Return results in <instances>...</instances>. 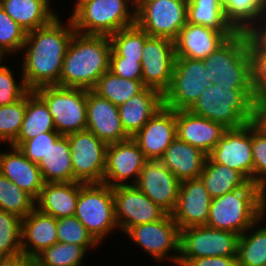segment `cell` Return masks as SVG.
<instances>
[{"label":"cell","mask_w":266,"mask_h":266,"mask_svg":"<svg viewBox=\"0 0 266 266\" xmlns=\"http://www.w3.org/2000/svg\"><path fill=\"white\" fill-rule=\"evenodd\" d=\"M75 32L71 19L64 27L59 16L50 24L27 32L22 48L26 52L22 80L28 90L59 86L63 59Z\"/></svg>","instance_id":"obj_1"},{"label":"cell","mask_w":266,"mask_h":266,"mask_svg":"<svg viewBox=\"0 0 266 266\" xmlns=\"http://www.w3.org/2000/svg\"><path fill=\"white\" fill-rule=\"evenodd\" d=\"M111 50L109 36L75 32L63 59L59 86L92 90L109 70Z\"/></svg>","instance_id":"obj_2"},{"label":"cell","mask_w":266,"mask_h":266,"mask_svg":"<svg viewBox=\"0 0 266 266\" xmlns=\"http://www.w3.org/2000/svg\"><path fill=\"white\" fill-rule=\"evenodd\" d=\"M266 214V191L256 183L211 200L206 226L242 235Z\"/></svg>","instance_id":"obj_3"},{"label":"cell","mask_w":266,"mask_h":266,"mask_svg":"<svg viewBox=\"0 0 266 266\" xmlns=\"http://www.w3.org/2000/svg\"><path fill=\"white\" fill-rule=\"evenodd\" d=\"M258 107L240 86L217 83L210 84L189 111L231 129L258 119Z\"/></svg>","instance_id":"obj_4"},{"label":"cell","mask_w":266,"mask_h":266,"mask_svg":"<svg viewBox=\"0 0 266 266\" xmlns=\"http://www.w3.org/2000/svg\"><path fill=\"white\" fill-rule=\"evenodd\" d=\"M202 60L210 84L240 86L259 105L253 94L250 49L244 32L235 33Z\"/></svg>","instance_id":"obj_5"},{"label":"cell","mask_w":266,"mask_h":266,"mask_svg":"<svg viewBox=\"0 0 266 266\" xmlns=\"http://www.w3.org/2000/svg\"><path fill=\"white\" fill-rule=\"evenodd\" d=\"M128 2L133 4L134 11L130 12ZM70 19L77 33L110 37L119 30L136 24V2L84 0L74 8Z\"/></svg>","instance_id":"obj_6"},{"label":"cell","mask_w":266,"mask_h":266,"mask_svg":"<svg viewBox=\"0 0 266 266\" xmlns=\"http://www.w3.org/2000/svg\"><path fill=\"white\" fill-rule=\"evenodd\" d=\"M74 216L98 242L118 227L115 218L113 187L104 183L80 182Z\"/></svg>","instance_id":"obj_7"},{"label":"cell","mask_w":266,"mask_h":266,"mask_svg":"<svg viewBox=\"0 0 266 266\" xmlns=\"http://www.w3.org/2000/svg\"><path fill=\"white\" fill-rule=\"evenodd\" d=\"M46 103L56 131L63 136L87 127V90L57 85L42 86L34 90Z\"/></svg>","instance_id":"obj_8"},{"label":"cell","mask_w":266,"mask_h":266,"mask_svg":"<svg viewBox=\"0 0 266 266\" xmlns=\"http://www.w3.org/2000/svg\"><path fill=\"white\" fill-rule=\"evenodd\" d=\"M239 236L226 230L192 226L180 230V255L177 265L202 257H237Z\"/></svg>","instance_id":"obj_9"},{"label":"cell","mask_w":266,"mask_h":266,"mask_svg":"<svg viewBox=\"0 0 266 266\" xmlns=\"http://www.w3.org/2000/svg\"><path fill=\"white\" fill-rule=\"evenodd\" d=\"M187 0H138L136 25L151 37L175 40L187 23Z\"/></svg>","instance_id":"obj_10"},{"label":"cell","mask_w":266,"mask_h":266,"mask_svg":"<svg viewBox=\"0 0 266 266\" xmlns=\"http://www.w3.org/2000/svg\"><path fill=\"white\" fill-rule=\"evenodd\" d=\"M210 85L203 60L176 57L169 89L163 105L175 111L189 110Z\"/></svg>","instance_id":"obj_11"},{"label":"cell","mask_w":266,"mask_h":266,"mask_svg":"<svg viewBox=\"0 0 266 266\" xmlns=\"http://www.w3.org/2000/svg\"><path fill=\"white\" fill-rule=\"evenodd\" d=\"M74 182L103 183L107 144L88 130L67 135Z\"/></svg>","instance_id":"obj_12"},{"label":"cell","mask_w":266,"mask_h":266,"mask_svg":"<svg viewBox=\"0 0 266 266\" xmlns=\"http://www.w3.org/2000/svg\"><path fill=\"white\" fill-rule=\"evenodd\" d=\"M176 61L175 43L165 37H149L142 51V81L162 95L169 89Z\"/></svg>","instance_id":"obj_13"},{"label":"cell","mask_w":266,"mask_h":266,"mask_svg":"<svg viewBox=\"0 0 266 266\" xmlns=\"http://www.w3.org/2000/svg\"><path fill=\"white\" fill-rule=\"evenodd\" d=\"M115 218L125 233L133 226L159 221L167 213L135 185L113 187Z\"/></svg>","instance_id":"obj_14"},{"label":"cell","mask_w":266,"mask_h":266,"mask_svg":"<svg viewBox=\"0 0 266 266\" xmlns=\"http://www.w3.org/2000/svg\"><path fill=\"white\" fill-rule=\"evenodd\" d=\"M125 234L158 261L167 257L171 250L177 252V255H168L177 264L180 255V229L171 214H166L159 221L133 226Z\"/></svg>","instance_id":"obj_15"},{"label":"cell","mask_w":266,"mask_h":266,"mask_svg":"<svg viewBox=\"0 0 266 266\" xmlns=\"http://www.w3.org/2000/svg\"><path fill=\"white\" fill-rule=\"evenodd\" d=\"M208 156L215 163L236 170L253 182L252 122L227 129Z\"/></svg>","instance_id":"obj_16"},{"label":"cell","mask_w":266,"mask_h":266,"mask_svg":"<svg viewBox=\"0 0 266 266\" xmlns=\"http://www.w3.org/2000/svg\"><path fill=\"white\" fill-rule=\"evenodd\" d=\"M147 161L148 159L132 138L109 144L106 149L103 183L110 187L127 185L126 180L134 177L132 185H135Z\"/></svg>","instance_id":"obj_17"},{"label":"cell","mask_w":266,"mask_h":266,"mask_svg":"<svg viewBox=\"0 0 266 266\" xmlns=\"http://www.w3.org/2000/svg\"><path fill=\"white\" fill-rule=\"evenodd\" d=\"M181 182L159 160H148L135 186L167 214L177 204Z\"/></svg>","instance_id":"obj_18"},{"label":"cell","mask_w":266,"mask_h":266,"mask_svg":"<svg viewBox=\"0 0 266 266\" xmlns=\"http://www.w3.org/2000/svg\"><path fill=\"white\" fill-rule=\"evenodd\" d=\"M176 137V111L163 105L131 138L148 160H159Z\"/></svg>","instance_id":"obj_19"},{"label":"cell","mask_w":266,"mask_h":266,"mask_svg":"<svg viewBox=\"0 0 266 266\" xmlns=\"http://www.w3.org/2000/svg\"><path fill=\"white\" fill-rule=\"evenodd\" d=\"M212 198L199 178L182 181L172 218L179 229L206 225Z\"/></svg>","instance_id":"obj_20"},{"label":"cell","mask_w":266,"mask_h":266,"mask_svg":"<svg viewBox=\"0 0 266 266\" xmlns=\"http://www.w3.org/2000/svg\"><path fill=\"white\" fill-rule=\"evenodd\" d=\"M87 127L107 145L121 142L130 137L125 133L119 117V107L109 100L87 90Z\"/></svg>","instance_id":"obj_21"},{"label":"cell","mask_w":266,"mask_h":266,"mask_svg":"<svg viewBox=\"0 0 266 266\" xmlns=\"http://www.w3.org/2000/svg\"><path fill=\"white\" fill-rule=\"evenodd\" d=\"M235 33L187 22L174 40L176 57L205 59Z\"/></svg>","instance_id":"obj_22"},{"label":"cell","mask_w":266,"mask_h":266,"mask_svg":"<svg viewBox=\"0 0 266 266\" xmlns=\"http://www.w3.org/2000/svg\"><path fill=\"white\" fill-rule=\"evenodd\" d=\"M58 243L57 219L35 207L21 221V250L24 259H34L45 248Z\"/></svg>","instance_id":"obj_23"},{"label":"cell","mask_w":266,"mask_h":266,"mask_svg":"<svg viewBox=\"0 0 266 266\" xmlns=\"http://www.w3.org/2000/svg\"><path fill=\"white\" fill-rule=\"evenodd\" d=\"M227 130L222 124L197 116L189 110L176 111V134L184 142L209 155Z\"/></svg>","instance_id":"obj_24"},{"label":"cell","mask_w":266,"mask_h":266,"mask_svg":"<svg viewBox=\"0 0 266 266\" xmlns=\"http://www.w3.org/2000/svg\"><path fill=\"white\" fill-rule=\"evenodd\" d=\"M10 148L11 153L0 152V173L37 200L45 184L38 164L26 158L18 147Z\"/></svg>","instance_id":"obj_25"},{"label":"cell","mask_w":266,"mask_h":266,"mask_svg":"<svg viewBox=\"0 0 266 266\" xmlns=\"http://www.w3.org/2000/svg\"><path fill=\"white\" fill-rule=\"evenodd\" d=\"M207 156L200 149L176 137L159 161L182 182L200 177Z\"/></svg>","instance_id":"obj_26"},{"label":"cell","mask_w":266,"mask_h":266,"mask_svg":"<svg viewBox=\"0 0 266 266\" xmlns=\"http://www.w3.org/2000/svg\"><path fill=\"white\" fill-rule=\"evenodd\" d=\"M163 106V95L150 87L119 106V117L125 133L134 136Z\"/></svg>","instance_id":"obj_27"},{"label":"cell","mask_w":266,"mask_h":266,"mask_svg":"<svg viewBox=\"0 0 266 266\" xmlns=\"http://www.w3.org/2000/svg\"><path fill=\"white\" fill-rule=\"evenodd\" d=\"M80 190V182L45 183L36 200L38 209L59 219L73 216ZM38 202V203H37Z\"/></svg>","instance_id":"obj_28"},{"label":"cell","mask_w":266,"mask_h":266,"mask_svg":"<svg viewBox=\"0 0 266 266\" xmlns=\"http://www.w3.org/2000/svg\"><path fill=\"white\" fill-rule=\"evenodd\" d=\"M4 11L27 32L50 24L58 15L50 0H1Z\"/></svg>","instance_id":"obj_29"},{"label":"cell","mask_w":266,"mask_h":266,"mask_svg":"<svg viewBox=\"0 0 266 266\" xmlns=\"http://www.w3.org/2000/svg\"><path fill=\"white\" fill-rule=\"evenodd\" d=\"M45 183L74 182L71 151L67 136H61L51 145L38 164Z\"/></svg>","instance_id":"obj_30"},{"label":"cell","mask_w":266,"mask_h":266,"mask_svg":"<svg viewBox=\"0 0 266 266\" xmlns=\"http://www.w3.org/2000/svg\"><path fill=\"white\" fill-rule=\"evenodd\" d=\"M45 132H57L48 106L34 90H28L24 120L14 142H25Z\"/></svg>","instance_id":"obj_31"},{"label":"cell","mask_w":266,"mask_h":266,"mask_svg":"<svg viewBox=\"0 0 266 266\" xmlns=\"http://www.w3.org/2000/svg\"><path fill=\"white\" fill-rule=\"evenodd\" d=\"M200 179L212 199L242 188L249 183L240 172L223 164L215 163L209 156H207Z\"/></svg>","instance_id":"obj_32"},{"label":"cell","mask_w":266,"mask_h":266,"mask_svg":"<svg viewBox=\"0 0 266 266\" xmlns=\"http://www.w3.org/2000/svg\"><path fill=\"white\" fill-rule=\"evenodd\" d=\"M145 88L142 80L120 78L108 70L99 78L92 91L119 107Z\"/></svg>","instance_id":"obj_33"},{"label":"cell","mask_w":266,"mask_h":266,"mask_svg":"<svg viewBox=\"0 0 266 266\" xmlns=\"http://www.w3.org/2000/svg\"><path fill=\"white\" fill-rule=\"evenodd\" d=\"M265 216L264 214L250 227V230H246L239 236L237 250L238 266H266V226L259 229L256 228ZM254 228L257 230H254Z\"/></svg>","instance_id":"obj_34"},{"label":"cell","mask_w":266,"mask_h":266,"mask_svg":"<svg viewBox=\"0 0 266 266\" xmlns=\"http://www.w3.org/2000/svg\"><path fill=\"white\" fill-rule=\"evenodd\" d=\"M187 22L218 31H235L227 22L223 0H187Z\"/></svg>","instance_id":"obj_35"},{"label":"cell","mask_w":266,"mask_h":266,"mask_svg":"<svg viewBox=\"0 0 266 266\" xmlns=\"http://www.w3.org/2000/svg\"><path fill=\"white\" fill-rule=\"evenodd\" d=\"M227 22L236 32H245L266 13V0H223Z\"/></svg>","instance_id":"obj_36"},{"label":"cell","mask_w":266,"mask_h":266,"mask_svg":"<svg viewBox=\"0 0 266 266\" xmlns=\"http://www.w3.org/2000/svg\"><path fill=\"white\" fill-rule=\"evenodd\" d=\"M148 33L140 29L136 24L121 29L110 36L112 50L110 57H126L131 60H142V51Z\"/></svg>","instance_id":"obj_37"},{"label":"cell","mask_w":266,"mask_h":266,"mask_svg":"<svg viewBox=\"0 0 266 266\" xmlns=\"http://www.w3.org/2000/svg\"><path fill=\"white\" fill-rule=\"evenodd\" d=\"M36 207V200L0 173V209L25 218Z\"/></svg>","instance_id":"obj_38"},{"label":"cell","mask_w":266,"mask_h":266,"mask_svg":"<svg viewBox=\"0 0 266 266\" xmlns=\"http://www.w3.org/2000/svg\"><path fill=\"white\" fill-rule=\"evenodd\" d=\"M21 221L16 214L0 209V259L23 258Z\"/></svg>","instance_id":"obj_39"},{"label":"cell","mask_w":266,"mask_h":266,"mask_svg":"<svg viewBox=\"0 0 266 266\" xmlns=\"http://www.w3.org/2000/svg\"><path fill=\"white\" fill-rule=\"evenodd\" d=\"M86 251L84 246L58 242L45 248L33 260L39 266H80Z\"/></svg>","instance_id":"obj_40"},{"label":"cell","mask_w":266,"mask_h":266,"mask_svg":"<svg viewBox=\"0 0 266 266\" xmlns=\"http://www.w3.org/2000/svg\"><path fill=\"white\" fill-rule=\"evenodd\" d=\"M26 111V93L17 101L0 106V141L12 145L21 129Z\"/></svg>","instance_id":"obj_41"},{"label":"cell","mask_w":266,"mask_h":266,"mask_svg":"<svg viewBox=\"0 0 266 266\" xmlns=\"http://www.w3.org/2000/svg\"><path fill=\"white\" fill-rule=\"evenodd\" d=\"M253 183L266 191V125L252 121Z\"/></svg>","instance_id":"obj_42"},{"label":"cell","mask_w":266,"mask_h":266,"mask_svg":"<svg viewBox=\"0 0 266 266\" xmlns=\"http://www.w3.org/2000/svg\"><path fill=\"white\" fill-rule=\"evenodd\" d=\"M26 34L27 31L0 6V59H3L6 53L21 51Z\"/></svg>","instance_id":"obj_43"},{"label":"cell","mask_w":266,"mask_h":266,"mask_svg":"<svg viewBox=\"0 0 266 266\" xmlns=\"http://www.w3.org/2000/svg\"><path fill=\"white\" fill-rule=\"evenodd\" d=\"M57 236L58 242L76 244L86 249L99 245L74 215L57 219Z\"/></svg>","instance_id":"obj_44"},{"label":"cell","mask_w":266,"mask_h":266,"mask_svg":"<svg viewBox=\"0 0 266 266\" xmlns=\"http://www.w3.org/2000/svg\"><path fill=\"white\" fill-rule=\"evenodd\" d=\"M61 136L58 132H45L25 142H14L12 146L18 147L31 162L39 164L42 158L46 156L51 145Z\"/></svg>","instance_id":"obj_45"},{"label":"cell","mask_w":266,"mask_h":266,"mask_svg":"<svg viewBox=\"0 0 266 266\" xmlns=\"http://www.w3.org/2000/svg\"><path fill=\"white\" fill-rule=\"evenodd\" d=\"M2 60L0 59V64ZM14 79L11 70L0 65V106L19 100L28 91L22 79L19 84Z\"/></svg>","instance_id":"obj_46"},{"label":"cell","mask_w":266,"mask_h":266,"mask_svg":"<svg viewBox=\"0 0 266 266\" xmlns=\"http://www.w3.org/2000/svg\"><path fill=\"white\" fill-rule=\"evenodd\" d=\"M250 56L253 94L260 101L266 96V54L250 53Z\"/></svg>","instance_id":"obj_47"},{"label":"cell","mask_w":266,"mask_h":266,"mask_svg":"<svg viewBox=\"0 0 266 266\" xmlns=\"http://www.w3.org/2000/svg\"><path fill=\"white\" fill-rule=\"evenodd\" d=\"M109 70L120 78L142 80L141 60L126 57H110Z\"/></svg>","instance_id":"obj_48"},{"label":"cell","mask_w":266,"mask_h":266,"mask_svg":"<svg viewBox=\"0 0 266 266\" xmlns=\"http://www.w3.org/2000/svg\"><path fill=\"white\" fill-rule=\"evenodd\" d=\"M261 22L263 23L260 24ZM244 33L248 40L250 53L266 54V13L253 23Z\"/></svg>","instance_id":"obj_49"},{"label":"cell","mask_w":266,"mask_h":266,"mask_svg":"<svg viewBox=\"0 0 266 266\" xmlns=\"http://www.w3.org/2000/svg\"><path fill=\"white\" fill-rule=\"evenodd\" d=\"M185 266H238L237 257H202L191 259Z\"/></svg>","instance_id":"obj_50"},{"label":"cell","mask_w":266,"mask_h":266,"mask_svg":"<svg viewBox=\"0 0 266 266\" xmlns=\"http://www.w3.org/2000/svg\"><path fill=\"white\" fill-rule=\"evenodd\" d=\"M258 118L266 125V96L259 101Z\"/></svg>","instance_id":"obj_51"},{"label":"cell","mask_w":266,"mask_h":266,"mask_svg":"<svg viewBox=\"0 0 266 266\" xmlns=\"http://www.w3.org/2000/svg\"><path fill=\"white\" fill-rule=\"evenodd\" d=\"M25 260L24 258L1 259L0 266H20Z\"/></svg>","instance_id":"obj_52"},{"label":"cell","mask_w":266,"mask_h":266,"mask_svg":"<svg viewBox=\"0 0 266 266\" xmlns=\"http://www.w3.org/2000/svg\"><path fill=\"white\" fill-rule=\"evenodd\" d=\"M20 266H38L33 259H26Z\"/></svg>","instance_id":"obj_53"},{"label":"cell","mask_w":266,"mask_h":266,"mask_svg":"<svg viewBox=\"0 0 266 266\" xmlns=\"http://www.w3.org/2000/svg\"><path fill=\"white\" fill-rule=\"evenodd\" d=\"M83 1H84V0H77L75 7H76L78 4H80L81 2H83Z\"/></svg>","instance_id":"obj_54"}]
</instances>
